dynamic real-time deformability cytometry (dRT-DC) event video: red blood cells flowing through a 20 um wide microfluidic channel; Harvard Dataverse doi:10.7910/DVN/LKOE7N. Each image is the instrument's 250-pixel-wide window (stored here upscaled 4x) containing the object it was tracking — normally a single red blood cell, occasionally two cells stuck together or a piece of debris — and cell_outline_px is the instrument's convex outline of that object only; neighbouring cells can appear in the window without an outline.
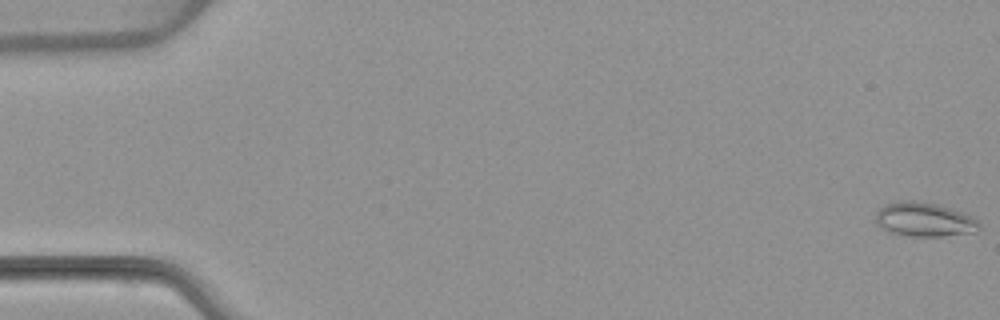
{"species": "common noctule bat (a hibernating species)", "species_latin": "Nyctalus noctula", "temperature_condition": "warm", "stored_images_in_passage": 55, "camera_frame_rate_fps": 3000, "um_per_image_px": 0.085, "animal": {"sex": "female", "body_mass_g": 22.7, "forearm_length_mm": 54.2}, "frame": {"image": 1, "passage_image": 1, "time_ms": 0.0, "image_size_px": [1000, 320], "cell_outline_px": [[980, 228], [976, 232], [940, 236], [912, 236], [888, 232], [876, 224], [876, 212], [880, 208], [888, 204], [900, 200], [904, 200], [936, 204], [972, 216], [980, 224]], "centroid_in_image_um": [78.55, 18.67], "position_along_channel_um": 6.5, "area_um2": 20.29}}
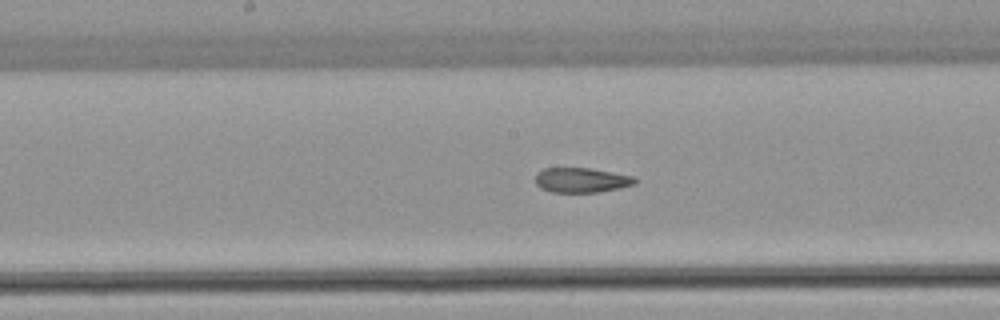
{"frame": {"image": 2, "passage_image": 28, "time_ms": 9.0, "image_size_px": [1000, 320], "cell_outline_px": [[636, 184], [620, 188], [596, 192], [552, 192], [540, 188], [536, 184], [536, 172], [544, 168], [592, 168], [636, 176]], "centroid_in_image_um": [49.44, 15.3], "position_along_channel_um": 198.8, "area_um2": 14.57}}
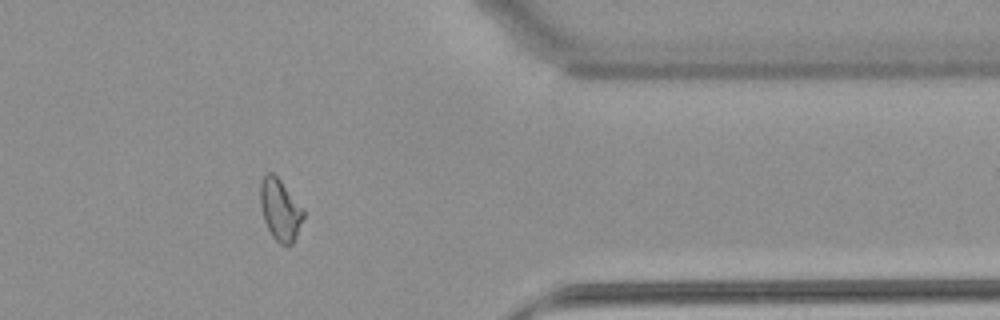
{"frame": {"image": 3, "passage_image": 44, "time_ms": 14.333, "image_size_px": [1000, 320], "cell_outline_px": [[304, 216], [292, 244], [280, 244], [272, 236], [264, 220], [260, 204], [260, 180], [268, 172], [272, 172], [280, 180], [304, 208]], "centroid_in_image_um": [23.8, 17.8], "position_along_channel_um": 387.6, "area_um2": 15.32}, "authors_computed_cell_mechanics": {"area_um2": 16.1262, "velocity_mm_per_s": 3.8683, "shape_relaxation_time_tau1_ms": null, "shape_relaxation_time_tau2_ms": 2.2107, "deformation_change_tau1": null, "deformation_change_tau2": 0.0565}}